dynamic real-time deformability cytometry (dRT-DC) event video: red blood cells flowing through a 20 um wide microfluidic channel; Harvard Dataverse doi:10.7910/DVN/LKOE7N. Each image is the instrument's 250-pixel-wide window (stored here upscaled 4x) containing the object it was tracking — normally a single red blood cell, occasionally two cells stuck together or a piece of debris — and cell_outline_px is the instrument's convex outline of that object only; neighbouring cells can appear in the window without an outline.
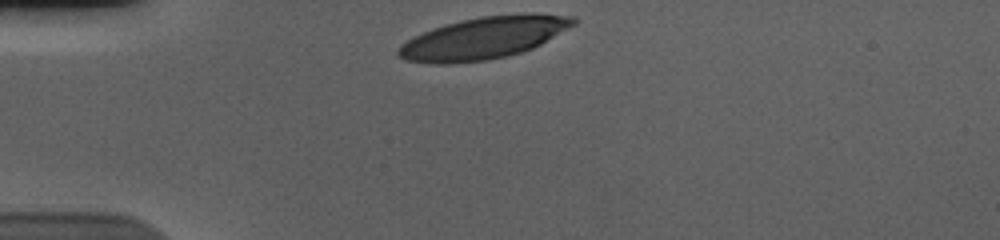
{"species": "human", "species_latin": "Homo sapiens", "temperature_condition": "cold", "stored_images_in_passage": 32, "camera_frame_rate_fps": 3000, "um_per_image_px": 0.085, "donor": {"sex": "male"}, "frame": {"image": 1, "passage_image": 1, "time_ms": 0.0, "image_size_px": [1000, 240], "cell_outline_px": [[576, 24], [540, 44], [532, 48], [508, 56], [488, 60], [448, 64], [432, 64], [404, 60], [396, 56], [396, 48], [400, 44], [432, 28], [460, 20], [480, 16], [524, 12], [576, 16]], "centroid_in_image_um": [41.1, 3.22], "position_along_channel_um": 43.9, "area_um2": 43.29}}
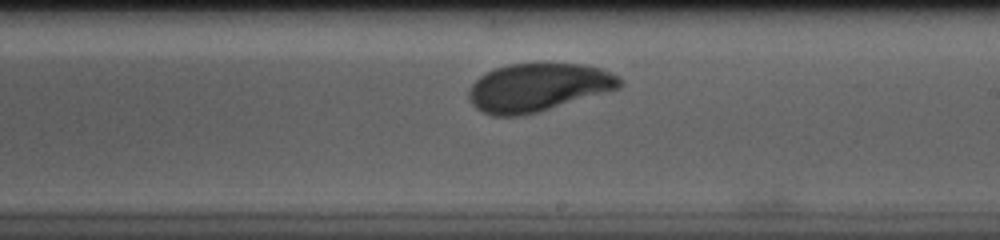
{"frame": {"image": 2, "passage_image": 20, "time_ms": 6.333, "image_size_px": [1000, 240], "cell_outline_px": [[624, 84], [620, 88], [540, 112], [520, 116], [492, 116], [476, 108], [472, 104], [468, 96], [468, 92], [472, 84], [480, 76], [496, 68], [508, 64], [580, 64], [600, 68], [620, 76], [624, 80]], "centroid_in_image_um": [45.76, 7.44], "position_along_channel_um": 243.2, "area_um2": 42.43}}
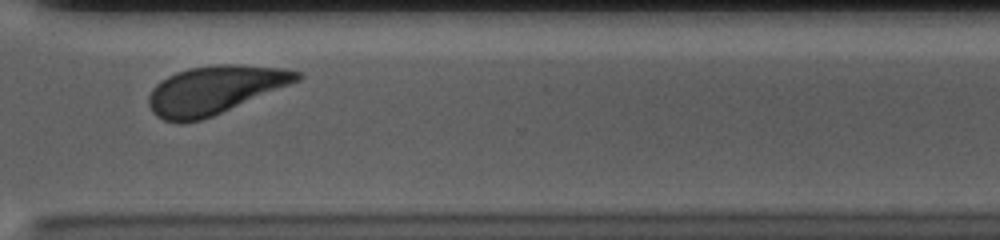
{"frame": {"image": 3, "passage_image": 29, "time_ms": 9.333, "image_size_px": [1000, 240], "cell_outline_px": [[304, 76], [300, 80], [212, 116], [200, 120], [184, 124], [180, 124], [164, 120], [156, 116], [152, 112], [148, 104], [148, 96], [152, 88], [160, 80], [176, 72], [188, 68], [216, 64], [236, 64], [284, 68], [300, 72]], "centroid_in_image_um": [18.2, 7.64], "position_along_channel_um": 352.4, "area_um2": 41.73}, "authors_computed_cell_mechanics": {"area_um2": 43.1766, "velocity_mm_per_s": 3.6304, "shape_relaxation_time_tau1_ms": 2.4935, "shape_relaxation_time_tau2_ms": 1.1347, "deformation_change_tau1": 0.133, "deformation_change_tau2": 0.073}}